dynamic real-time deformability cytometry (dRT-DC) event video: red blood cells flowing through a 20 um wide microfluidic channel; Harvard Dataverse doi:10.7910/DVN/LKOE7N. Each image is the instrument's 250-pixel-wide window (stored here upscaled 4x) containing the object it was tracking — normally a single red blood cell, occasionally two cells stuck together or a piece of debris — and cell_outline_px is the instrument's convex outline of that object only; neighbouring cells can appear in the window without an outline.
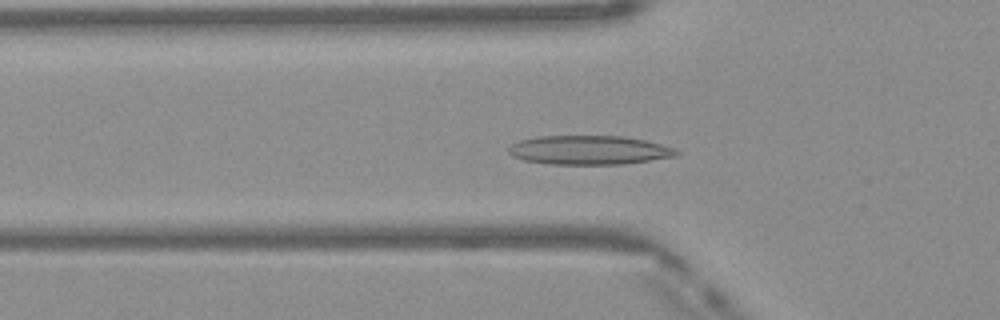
{"species": "Egyptian fruit bat (a non-hibernating species)", "species_latin": "Rousettus aegyptiacus", "temperature_condition": "warm", "stored_images_in_passage": 47, "camera_frame_rate_fps": 3000, "um_per_image_px": 0.085, "frame": {"image": 1, "passage_image": 13, "time_ms": 4.0, "image_size_px": [1000, 320], "cell_outline_px": [[680, 152], [676, 156], [624, 164], [548, 164], [524, 160], [512, 156], [508, 152], [508, 148], [512, 144], [520, 140], [540, 136], [624, 136], [644, 140], [676, 148]], "centroid_in_image_um": [50.08, 12.76], "position_along_channel_um": 75.7, "area_um2": 28.38}}
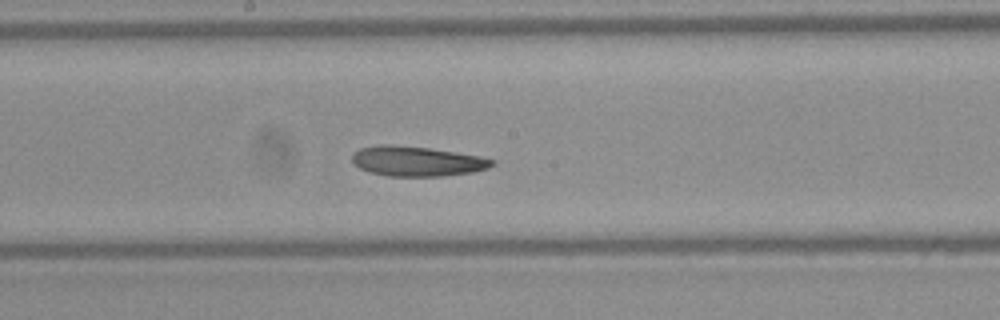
{"frame": {"image": 2, "passage_image": 23, "time_ms": 7.333, "image_size_px": [1000, 320], "cell_outline_px": [[496, 164], [488, 168], [472, 172], [444, 176], [388, 176], [368, 172], [360, 168], [352, 160], [352, 152], [360, 148], [376, 144], [392, 144], [428, 148], [456, 152], [480, 156], [496, 160]], "centroid_in_image_um": [35.43, 13.7], "position_along_channel_um": 212.8, "area_um2": 24.62}}
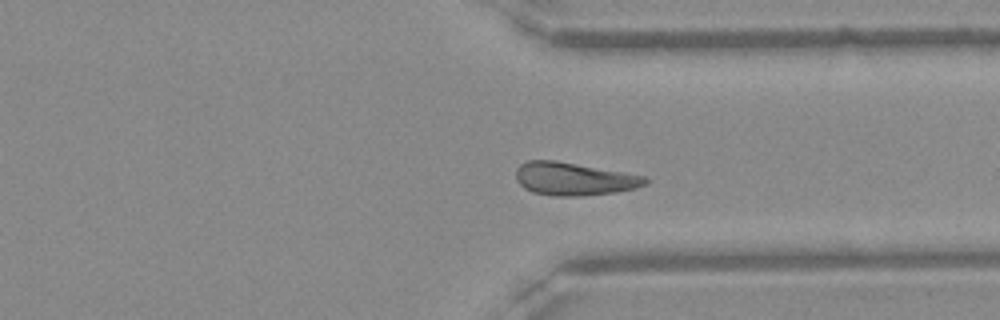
{"frame": {"image": 3, "passage_image": 34, "time_ms": 11.0, "image_size_px": [1000, 320], "cell_outline_px": [[648, 184], [636, 188], [616, 192], [580, 196], [556, 196], [532, 192], [524, 188], [516, 180], [516, 168], [520, 164], [528, 160], [556, 160], [648, 176]], "centroid_in_image_um": [48.81, 15.2], "position_along_channel_um": 362.6, "area_um2": 25.09}}